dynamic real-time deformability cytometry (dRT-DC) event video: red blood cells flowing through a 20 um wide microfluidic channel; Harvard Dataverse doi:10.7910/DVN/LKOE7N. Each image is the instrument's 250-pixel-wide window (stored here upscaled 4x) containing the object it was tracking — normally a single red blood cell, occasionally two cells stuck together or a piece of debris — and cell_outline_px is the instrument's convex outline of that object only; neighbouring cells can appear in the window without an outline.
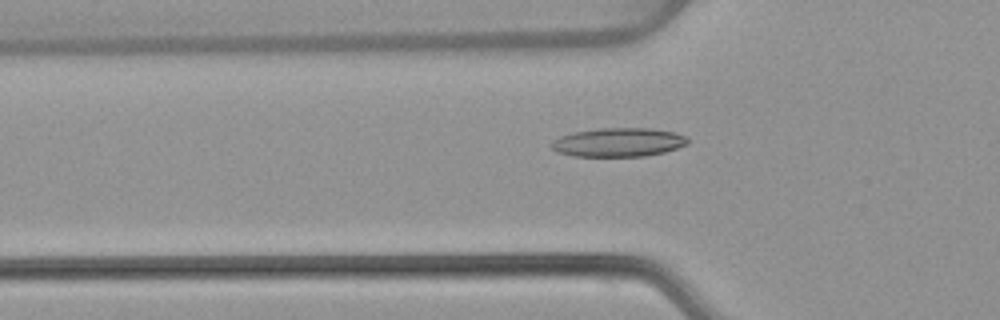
{"species": "common noctule bat (a hibernating species)", "species_latin": "Nyctalus noctula", "temperature_condition": "warm", "stored_images_in_passage": 53, "camera_frame_rate_fps": 3000, "um_per_image_px": 0.085, "animal": {"sex": "female", "body_mass_g": 22.7, "forearm_length_mm": 54.2}, "frame": {"image": 1, "passage_image": 18, "time_ms": 5.667, "image_size_px": [1000, 320], "cell_outline_px": [[688, 144], [664, 152], [644, 156], [572, 156], [556, 152], [548, 144], [552, 140], [560, 136], [572, 132], [600, 128], [648, 128], [676, 132], [688, 136]], "centroid_in_image_um": [52.54, 12.09], "position_along_channel_um": 73.3, "area_um2": 23.12}}
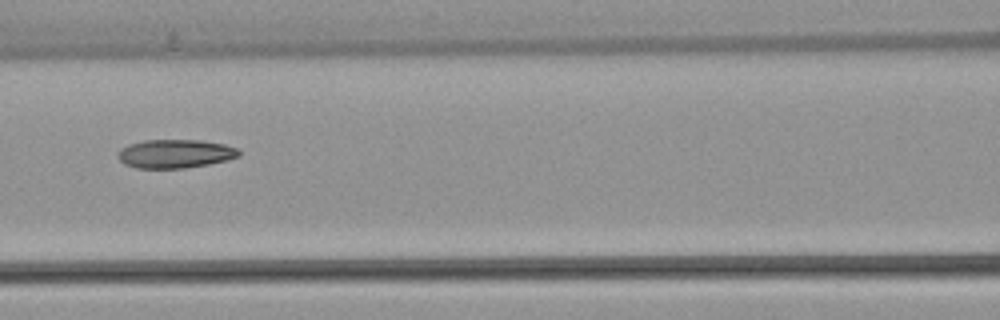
{"frame": {"image": 2, "passage_image": 24, "time_ms": 7.667, "image_size_px": [1000, 320], "cell_outline_px": [[240, 156], [228, 160], [208, 164], [184, 168], [136, 168], [124, 164], [116, 156], [116, 152], [120, 148], [128, 144], [144, 140], [200, 140], [224, 144], [236, 148], [240, 152]], "centroid_in_image_um": [14.85, 13.06], "position_along_channel_um": 151.8, "area_um2": 20.35}}
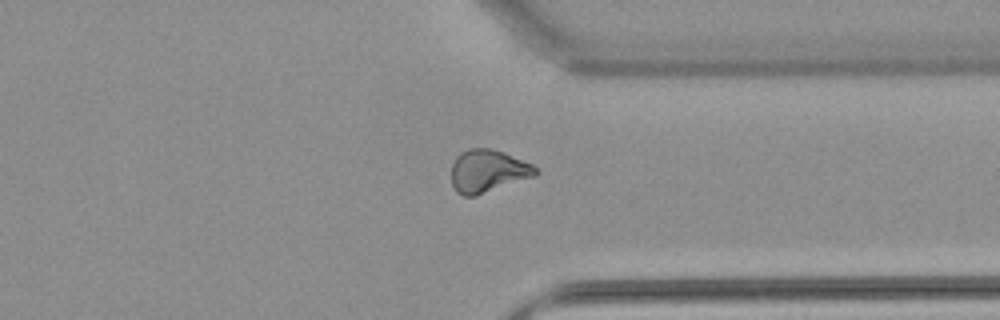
{"frame": {"image": 3, "passage_image": 41, "time_ms": 13.333, "image_size_px": [1000, 320], "cell_outline_px": [[540, 172], [536, 176], [476, 196], [464, 196], [456, 192], [452, 184], [452, 164], [456, 156], [460, 152], [468, 148], [488, 148], [504, 152], [532, 164]], "centroid_in_image_um": [41.47, 14.54], "position_along_channel_um": 369.9, "area_um2": 21.15}, "authors_computed_cell_mechanics": {"area_um2": 21.1548, "velocity_mm_per_s": 3.8762, "shape_relaxation_time_tau1_ms": null, "shape_relaxation_time_tau2_ms": 3.1665, "deformation_change_tau1": null, "deformation_change_tau2": 0.104}}